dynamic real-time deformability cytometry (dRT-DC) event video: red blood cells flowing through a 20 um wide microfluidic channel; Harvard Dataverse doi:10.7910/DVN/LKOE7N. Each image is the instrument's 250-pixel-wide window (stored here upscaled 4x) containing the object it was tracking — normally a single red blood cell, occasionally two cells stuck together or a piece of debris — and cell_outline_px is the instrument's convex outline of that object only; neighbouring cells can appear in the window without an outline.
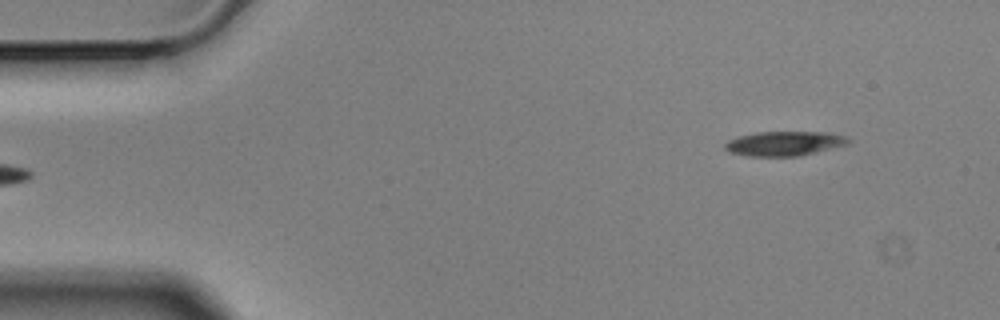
{"species": "Egyptian fruit bat (a non-hibernating species)", "species_latin": "Rousettus aegyptiacus", "temperature_condition": "cold", "stored_images_in_passage": 6, "segment_of_instrument_passage": [2, 2], "camera_frame_rate_fps": 3000, "um_per_image_px": 0.085, "animal": {"sex": "male"}, "frame": {"image": 1, "passage_image": 6, "time_ms": 1.667, "image_size_px": [1000, 320], "cell_outline_px": [[852, 140], [848, 144], [800, 156], [748, 156], [728, 152], [724, 148], [724, 144], [728, 140], [740, 136], [756, 132], [828, 132], [848, 136]], "centroid_in_image_um": [66.69, 12.19], "position_along_channel_um": 18.3, "area_um2": 17.74}}